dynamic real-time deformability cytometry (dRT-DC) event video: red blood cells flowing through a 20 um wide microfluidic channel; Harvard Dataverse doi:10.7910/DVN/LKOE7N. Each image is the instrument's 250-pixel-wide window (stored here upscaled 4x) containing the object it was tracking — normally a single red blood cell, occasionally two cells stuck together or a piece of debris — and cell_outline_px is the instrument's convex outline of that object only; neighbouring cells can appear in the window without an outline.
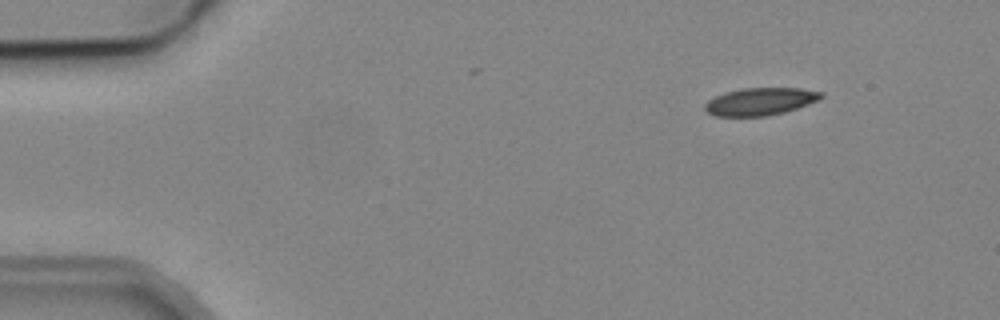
{"species": "common noctule bat (a hibernating species)", "species_latin": "Nyctalus noctula", "temperature_condition": "cold", "stored_images_in_passage": 5, "camera_frame_rate_fps": 3000, "um_per_image_px": 0.085, "animal": {"sex": "male", "body_mass_g": 19.2, "forearm_length_mm": 51.8}, "frame": {"image": 1, "passage_image": 2, "time_ms": 1.667, "image_size_px": [1000, 320], "cell_outline_px": [[824, 96], [820, 100], [784, 112], [764, 116], [716, 116], [708, 112], [704, 108], [704, 104], [708, 100], [724, 92], [744, 88], [800, 88], [824, 92]], "centroid_in_image_um": [64.64, 8.62], "position_along_channel_um": 20.4, "area_um2": 18.61}}
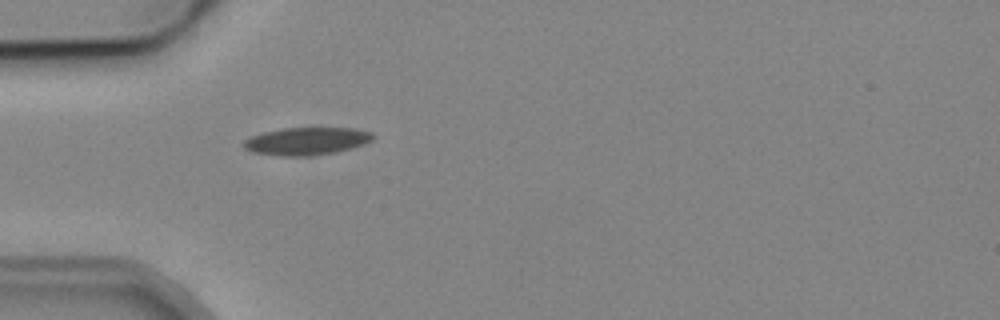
{"frame": {"image": 2, "passage_image": 5, "time_ms": 5.0, "image_size_px": [1000, 320], "cell_outline_px": [[376, 136], [372, 140], [364, 144], [352, 148], [336, 152], [312, 156], [280, 156], [252, 152], [244, 148], [240, 144], [244, 140], [252, 136], [264, 132], [284, 128], [352, 128], [372, 132]], "centroid_in_image_um": [26.06, 12.0], "position_along_channel_um": 58.9, "area_um2": 20.98}}